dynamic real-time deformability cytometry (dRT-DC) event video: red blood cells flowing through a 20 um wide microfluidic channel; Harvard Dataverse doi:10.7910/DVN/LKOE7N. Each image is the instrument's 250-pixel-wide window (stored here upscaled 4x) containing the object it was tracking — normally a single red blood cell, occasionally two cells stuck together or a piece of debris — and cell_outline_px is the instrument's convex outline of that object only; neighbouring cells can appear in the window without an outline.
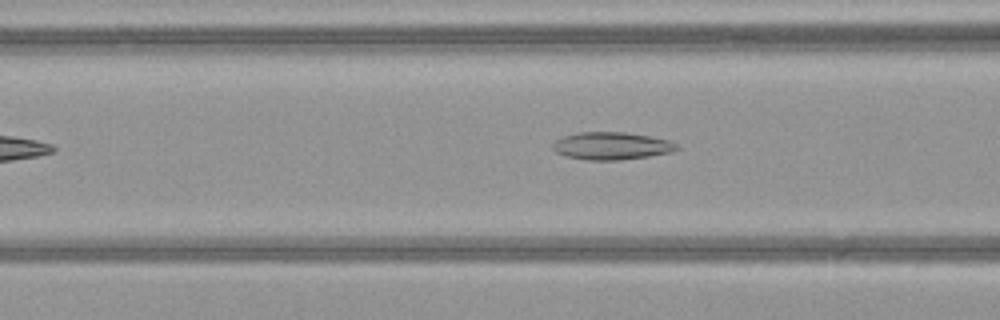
{"species": "common noctule bat (a hibernating species)", "species_latin": "Nyctalus noctula", "temperature_condition": "warm", "stored_images_in_passage": 27, "camera_frame_rate_fps": 3000, "um_per_image_px": 0.085, "animal": {"sex": "female", "body_mass_g": 21.9}, "frame": {"image": 1, "passage_image": 6, "time_ms": 1.667, "image_size_px": [1000, 320], "cell_outline_px": [[680, 148], [672, 152], [648, 156], [620, 160], [584, 160], [568, 156], [556, 152], [552, 148], [552, 144], [556, 140], [564, 136], [580, 132], [624, 132], [652, 136], [668, 140], [676, 144]], "centroid_in_image_um": [51.99, 12.4], "position_along_channel_um": 114.6, "area_um2": 19.88}}
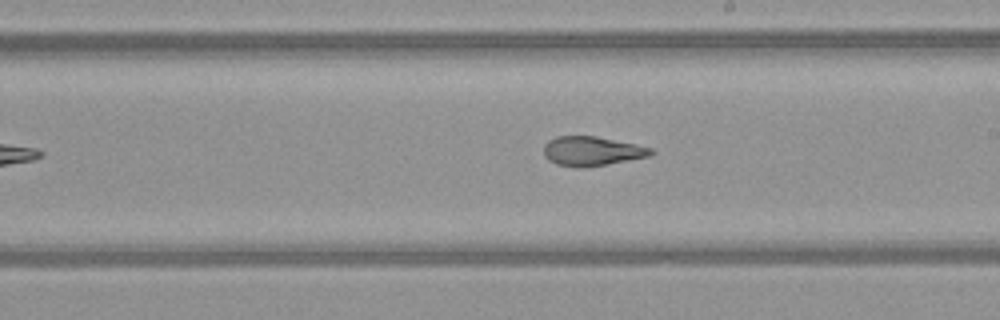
{"frame": {"image": 2, "passage_image": 15, "time_ms": 4.667, "image_size_px": [1000, 320], "cell_outline_px": [[656, 152], [652, 156], [604, 164], [556, 164], [548, 160], [544, 156], [544, 144], [548, 140], [556, 136], [596, 136], [636, 144], [652, 148]], "centroid_in_image_um": [50.35, 12.79], "position_along_channel_um": 238.6, "area_um2": 17.69}}
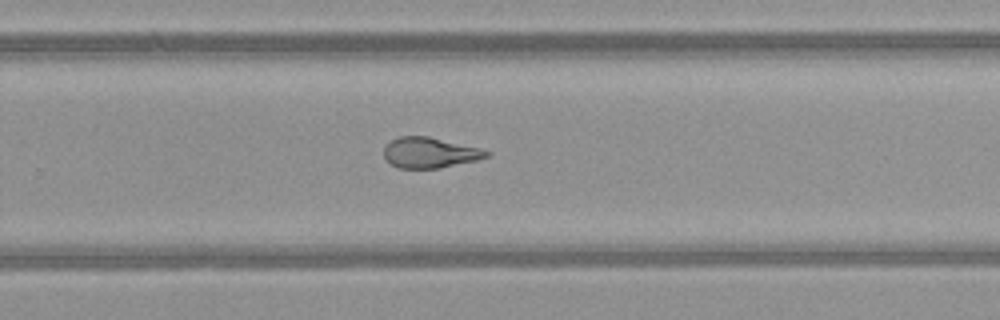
{"frame": {"image": 3, "passage_image": 19, "time_ms": 6.0, "image_size_px": [1000, 320], "cell_outline_px": [[492, 152], [488, 156], [476, 160], [440, 168], [400, 168], [384, 160], [384, 144], [400, 136], [428, 136], [480, 148]], "centroid_in_image_um": [36.5, 12.97], "position_along_channel_um": 293.3, "area_um2": 18.26}}